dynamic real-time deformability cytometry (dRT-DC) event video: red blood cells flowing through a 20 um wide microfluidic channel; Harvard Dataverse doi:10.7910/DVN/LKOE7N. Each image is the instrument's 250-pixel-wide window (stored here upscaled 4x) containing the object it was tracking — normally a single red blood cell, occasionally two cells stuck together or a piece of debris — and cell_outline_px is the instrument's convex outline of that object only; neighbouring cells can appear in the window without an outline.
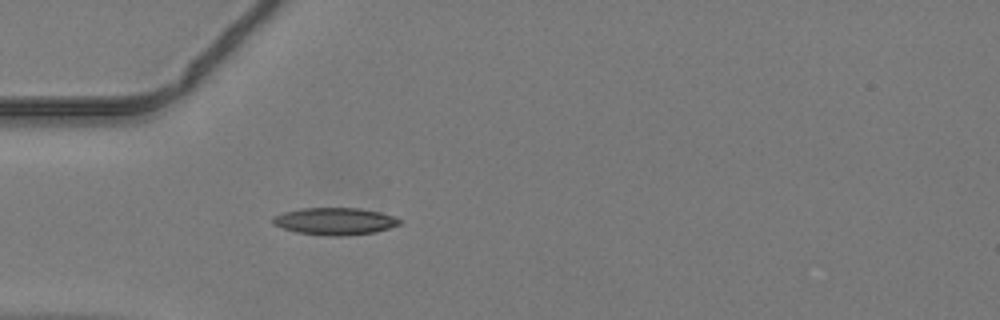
{"species": "common noctule bat (a hibernating species)", "species_latin": "Nyctalus noctula", "temperature_condition": "warm", "stored_images_in_passage": 24, "camera_frame_rate_fps": 3000, "um_per_image_px": 0.085, "animal": {"sex": "male", "body_mass_g": 19.2, "forearm_length_mm": 51.8}, "frame": {"image": 1, "passage_image": 1, "time_ms": 0.0, "image_size_px": [1000, 320], "cell_outline_px": [[404, 220], [400, 224], [388, 228], [372, 232], [340, 236], [332, 236], [296, 232], [272, 224], [272, 216], [284, 212], [304, 208], [360, 208], [380, 212]], "centroid_in_image_um": [28.45, 18.79], "position_along_channel_um": 56.5, "area_um2": 19.88}}
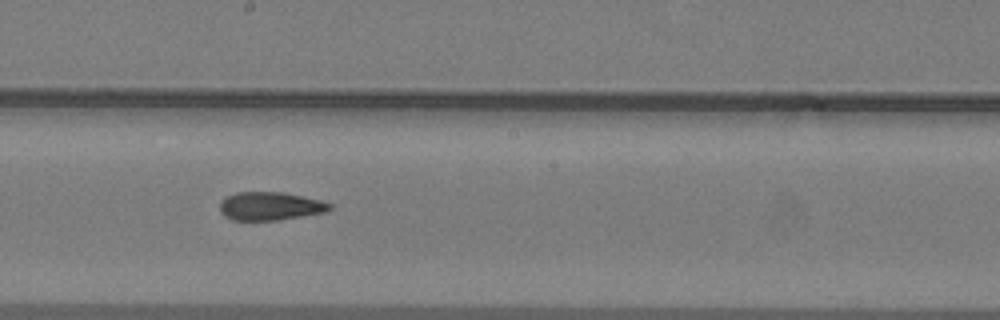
{"frame": {"image": 2, "passage_image": 13, "time_ms": 4.0, "image_size_px": [1000, 320], "cell_outline_px": [[332, 208], [328, 212], [280, 220], [232, 220], [224, 216], [220, 212], [220, 200], [224, 196], [236, 192], [280, 192], [320, 200], [332, 204]], "centroid_in_image_um": [22.94, 17.53], "position_along_channel_um": 225.3, "area_um2": 18.32}}
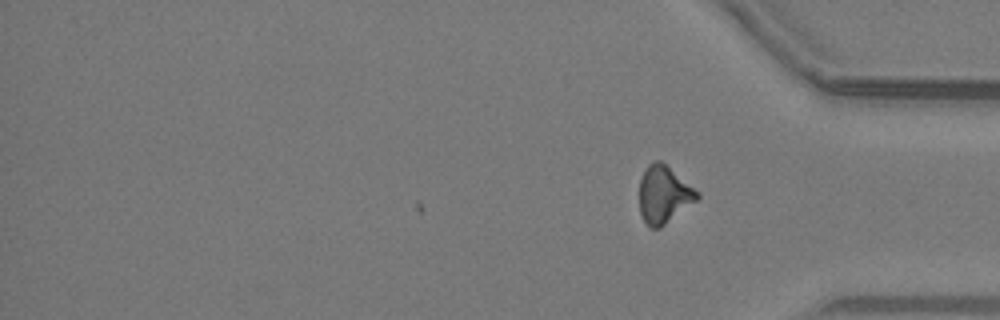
{"frame": {"image": 3, "passage_image": 24, "time_ms": 7.667, "image_size_px": [1000, 320], "cell_outline_px": [[700, 196], [696, 200], [660, 228], [648, 228], [640, 212], [640, 180], [648, 164], [656, 160], [660, 160], [700, 192]], "centroid_in_image_um": [56.42, 16.54], "position_along_channel_um": 378.8, "area_um2": 19.07}}